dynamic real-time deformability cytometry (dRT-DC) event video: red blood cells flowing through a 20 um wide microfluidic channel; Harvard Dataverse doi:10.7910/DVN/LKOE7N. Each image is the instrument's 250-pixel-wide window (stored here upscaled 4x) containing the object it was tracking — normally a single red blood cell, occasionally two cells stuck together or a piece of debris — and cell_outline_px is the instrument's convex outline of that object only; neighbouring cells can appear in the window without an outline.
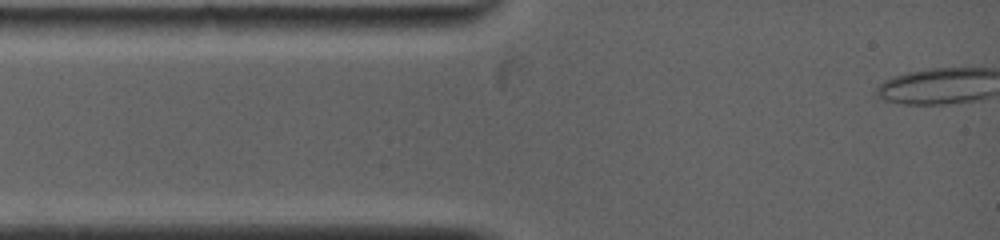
{"species": "common noctule bat (a hibernating species)", "species_latin": "Nyctalus noctula", "temperature_condition": "warm", "stored_images_in_passage": 2, "camera_frame_rate_fps": 5000, "um_per_image_px": 0.085, "animal": {"sex": "female", "body_mass_g": 19.0, "forearm_length_mm": 53.3}, "frame": {"image": 1, "passage_image": 1, "time_ms": 0.0, "image_size_px": [1000, 240], "cell_outline_px": [[460, 24], [400, 36], [352, 32], [352, 28], [360, 16], [444, 16]], "centroid_in_image_um": [34.02, 2.09], "position_along_channel_um": 51.0, "area_um2": 11.5}}